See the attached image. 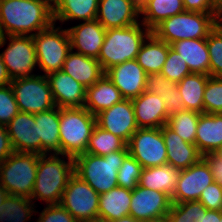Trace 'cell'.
<instances>
[{"instance_id":"obj_61","label":"cell","mask_w":222,"mask_h":222,"mask_svg":"<svg viewBox=\"0 0 222 222\" xmlns=\"http://www.w3.org/2000/svg\"><path fill=\"white\" fill-rule=\"evenodd\" d=\"M219 23L222 25V11H221V15H220V18H219Z\"/></svg>"},{"instance_id":"obj_3","label":"cell","mask_w":222,"mask_h":222,"mask_svg":"<svg viewBox=\"0 0 222 222\" xmlns=\"http://www.w3.org/2000/svg\"><path fill=\"white\" fill-rule=\"evenodd\" d=\"M150 33L142 22L124 28L108 29L97 58L103 71L136 59L143 41Z\"/></svg>"},{"instance_id":"obj_39","label":"cell","mask_w":222,"mask_h":222,"mask_svg":"<svg viewBox=\"0 0 222 222\" xmlns=\"http://www.w3.org/2000/svg\"><path fill=\"white\" fill-rule=\"evenodd\" d=\"M142 169L141 164L128 154L117 172V185L133 190L139 184Z\"/></svg>"},{"instance_id":"obj_47","label":"cell","mask_w":222,"mask_h":222,"mask_svg":"<svg viewBox=\"0 0 222 222\" xmlns=\"http://www.w3.org/2000/svg\"><path fill=\"white\" fill-rule=\"evenodd\" d=\"M211 167L214 180L222 186V160L215 153H208L203 156Z\"/></svg>"},{"instance_id":"obj_37","label":"cell","mask_w":222,"mask_h":222,"mask_svg":"<svg viewBox=\"0 0 222 222\" xmlns=\"http://www.w3.org/2000/svg\"><path fill=\"white\" fill-rule=\"evenodd\" d=\"M207 209L199 201L172 203L168 212L171 222H202Z\"/></svg>"},{"instance_id":"obj_60","label":"cell","mask_w":222,"mask_h":222,"mask_svg":"<svg viewBox=\"0 0 222 222\" xmlns=\"http://www.w3.org/2000/svg\"><path fill=\"white\" fill-rule=\"evenodd\" d=\"M217 5L222 9V0H215Z\"/></svg>"},{"instance_id":"obj_36","label":"cell","mask_w":222,"mask_h":222,"mask_svg":"<svg viewBox=\"0 0 222 222\" xmlns=\"http://www.w3.org/2000/svg\"><path fill=\"white\" fill-rule=\"evenodd\" d=\"M200 114L201 113L184 109L169 116L167 125L185 142L195 144Z\"/></svg>"},{"instance_id":"obj_50","label":"cell","mask_w":222,"mask_h":222,"mask_svg":"<svg viewBox=\"0 0 222 222\" xmlns=\"http://www.w3.org/2000/svg\"><path fill=\"white\" fill-rule=\"evenodd\" d=\"M11 82H12V79L9 76L7 68L0 55V87L5 86V85H10Z\"/></svg>"},{"instance_id":"obj_26","label":"cell","mask_w":222,"mask_h":222,"mask_svg":"<svg viewBox=\"0 0 222 222\" xmlns=\"http://www.w3.org/2000/svg\"><path fill=\"white\" fill-rule=\"evenodd\" d=\"M170 46L185 60L191 73L209 75L210 56L206 38L178 40Z\"/></svg>"},{"instance_id":"obj_13","label":"cell","mask_w":222,"mask_h":222,"mask_svg":"<svg viewBox=\"0 0 222 222\" xmlns=\"http://www.w3.org/2000/svg\"><path fill=\"white\" fill-rule=\"evenodd\" d=\"M214 181L210 165L202 158L198 163L181 170L171 197L172 203L198 201L202 191Z\"/></svg>"},{"instance_id":"obj_20","label":"cell","mask_w":222,"mask_h":222,"mask_svg":"<svg viewBox=\"0 0 222 222\" xmlns=\"http://www.w3.org/2000/svg\"><path fill=\"white\" fill-rule=\"evenodd\" d=\"M55 105L59 108L83 107L86 88L63 70L46 75Z\"/></svg>"},{"instance_id":"obj_31","label":"cell","mask_w":222,"mask_h":222,"mask_svg":"<svg viewBox=\"0 0 222 222\" xmlns=\"http://www.w3.org/2000/svg\"><path fill=\"white\" fill-rule=\"evenodd\" d=\"M169 44L158 39L152 32L143 41L136 61L149 73H160L166 61Z\"/></svg>"},{"instance_id":"obj_25","label":"cell","mask_w":222,"mask_h":222,"mask_svg":"<svg viewBox=\"0 0 222 222\" xmlns=\"http://www.w3.org/2000/svg\"><path fill=\"white\" fill-rule=\"evenodd\" d=\"M195 145L203 156L222 148V113L200 114Z\"/></svg>"},{"instance_id":"obj_32","label":"cell","mask_w":222,"mask_h":222,"mask_svg":"<svg viewBox=\"0 0 222 222\" xmlns=\"http://www.w3.org/2000/svg\"><path fill=\"white\" fill-rule=\"evenodd\" d=\"M99 0H57L53 7L54 23L59 20L91 21L96 19Z\"/></svg>"},{"instance_id":"obj_16","label":"cell","mask_w":222,"mask_h":222,"mask_svg":"<svg viewBox=\"0 0 222 222\" xmlns=\"http://www.w3.org/2000/svg\"><path fill=\"white\" fill-rule=\"evenodd\" d=\"M172 206L168 194L137 185L132 190L129 215L137 220L167 215Z\"/></svg>"},{"instance_id":"obj_10","label":"cell","mask_w":222,"mask_h":222,"mask_svg":"<svg viewBox=\"0 0 222 222\" xmlns=\"http://www.w3.org/2000/svg\"><path fill=\"white\" fill-rule=\"evenodd\" d=\"M129 154L142 168L167 164V152L161 128H138L127 143Z\"/></svg>"},{"instance_id":"obj_1","label":"cell","mask_w":222,"mask_h":222,"mask_svg":"<svg viewBox=\"0 0 222 222\" xmlns=\"http://www.w3.org/2000/svg\"><path fill=\"white\" fill-rule=\"evenodd\" d=\"M53 24V7L45 1L0 0V27L4 36H32Z\"/></svg>"},{"instance_id":"obj_55","label":"cell","mask_w":222,"mask_h":222,"mask_svg":"<svg viewBox=\"0 0 222 222\" xmlns=\"http://www.w3.org/2000/svg\"><path fill=\"white\" fill-rule=\"evenodd\" d=\"M79 222H108L107 220L97 217V218H92V219H87V220H82Z\"/></svg>"},{"instance_id":"obj_8","label":"cell","mask_w":222,"mask_h":222,"mask_svg":"<svg viewBox=\"0 0 222 222\" xmlns=\"http://www.w3.org/2000/svg\"><path fill=\"white\" fill-rule=\"evenodd\" d=\"M55 23L48 29L32 35L39 68L44 76L61 71L71 50L67 29L56 28Z\"/></svg>"},{"instance_id":"obj_54","label":"cell","mask_w":222,"mask_h":222,"mask_svg":"<svg viewBox=\"0 0 222 222\" xmlns=\"http://www.w3.org/2000/svg\"><path fill=\"white\" fill-rule=\"evenodd\" d=\"M8 195L9 193L7 192V190L0 184V205L7 198Z\"/></svg>"},{"instance_id":"obj_40","label":"cell","mask_w":222,"mask_h":222,"mask_svg":"<svg viewBox=\"0 0 222 222\" xmlns=\"http://www.w3.org/2000/svg\"><path fill=\"white\" fill-rule=\"evenodd\" d=\"M204 113H222V77H210L203 94Z\"/></svg>"},{"instance_id":"obj_48","label":"cell","mask_w":222,"mask_h":222,"mask_svg":"<svg viewBox=\"0 0 222 222\" xmlns=\"http://www.w3.org/2000/svg\"><path fill=\"white\" fill-rule=\"evenodd\" d=\"M14 152L7 127L0 125V163Z\"/></svg>"},{"instance_id":"obj_4","label":"cell","mask_w":222,"mask_h":222,"mask_svg":"<svg viewBox=\"0 0 222 222\" xmlns=\"http://www.w3.org/2000/svg\"><path fill=\"white\" fill-rule=\"evenodd\" d=\"M128 150H119L104 156L89 153L74 158V173L86 181L98 194L117 187V172Z\"/></svg>"},{"instance_id":"obj_49","label":"cell","mask_w":222,"mask_h":222,"mask_svg":"<svg viewBox=\"0 0 222 222\" xmlns=\"http://www.w3.org/2000/svg\"><path fill=\"white\" fill-rule=\"evenodd\" d=\"M165 101V109L168 116L184 110L180 93L170 96H161Z\"/></svg>"},{"instance_id":"obj_58","label":"cell","mask_w":222,"mask_h":222,"mask_svg":"<svg viewBox=\"0 0 222 222\" xmlns=\"http://www.w3.org/2000/svg\"><path fill=\"white\" fill-rule=\"evenodd\" d=\"M45 1L46 3L50 4L52 7L56 4L57 0H42Z\"/></svg>"},{"instance_id":"obj_6","label":"cell","mask_w":222,"mask_h":222,"mask_svg":"<svg viewBox=\"0 0 222 222\" xmlns=\"http://www.w3.org/2000/svg\"><path fill=\"white\" fill-rule=\"evenodd\" d=\"M220 15L183 11L163 20L151 32L169 45L178 40L207 38L219 23Z\"/></svg>"},{"instance_id":"obj_53","label":"cell","mask_w":222,"mask_h":222,"mask_svg":"<svg viewBox=\"0 0 222 222\" xmlns=\"http://www.w3.org/2000/svg\"><path fill=\"white\" fill-rule=\"evenodd\" d=\"M112 222H142V221L133 218L131 215H128V216H124L120 219L114 220Z\"/></svg>"},{"instance_id":"obj_27","label":"cell","mask_w":222,"mask_h":222,"mask_svg":"<svg viewBox=\"0 0 222 222\" xmlns=\"http://www.w3.org/2000/svg\"><path fill=\"white\" fill-rule=\"evenodd\" d=\"M38 138L41 139V155L60 154L59 107L34 114ZM53 151V152H52Z\"/></svg>"},{"instance_id":"obj_35","label":"cell","mask_w":222,"mask_h":222,"mask_svg":"<svg viewBox=\"0 0 222 222\" xmlns=\"http://www.w3.org/2000/svg\"><path fill=\"white\" fill-rule=\"evenodd\" d=\"M119 150H128L127 143L119 136L102 129L96 124L90 136L86 153L104 156Z\"/></svg>"},{"instance_id":"obj_14","label":"cell","mask_w":222,"mask_h":222,"mask_svg":"<svg viewBox=\"0 0 222 222\" xmlns=\"http://www.w3.org/2000/svg\"><path fill=\"white\" fill-rule=\"evenodd\" d=\"M97 125L129 142L132 134L139 128L135 120L134 106L131 100L123 99L111 108L96 115Z\"/></svg>"},{"instance_id":"obj_34","label":"cell","mask_w":222,"mask_h":222,"mask_svg":"<svg viewBox=\"0 0 222 222\" xmlns=\"http://www.w3.org/2000/svg\"><path fill=\"white\" fill-rule=\"evenodd\" d=\"M30 198L8 195L0 205V222H26L35 211V204ZM33 213V214H32Z\"/></svg>"},{"instance_id":"obj_15","label":"cell","mask_w":222,"mask_h":222,"mask_svg":"<svg viewBox=\"0 0 222 222\" xmlns=\"http://www.w3.org/2000/svg\"><path fill=\"white\" fill-rule=\"evenodd\" d=\"M137 0H99L96 19L108 29L124 28L139 23Z\"/></svg>"},{"instance_id":"obj_24","label":"cell","mask_w":222,"mask_h":222,"mask_svg":"<svg viewBox=\"0 0 222 222\" xmlns=\"http://www.w3.org/2000/svg\"><path fill=\"white\" fill-rule=\"evenodd\" d=\"M86 89L96 83L105 73L97 59L70 50L63 69Z\"/></svg>"},{"instance_id":"obj_11","label":"cell","mask_w":222,"mask_h":222,"mask_svg":"<svg viewBox=\"0 0 222 222\" xmlns=\"http://www.w3.org/2000/svg\"><path fill=\"white\" fill-rule=\"evenodd\" d=\"M99 197L100 194L74 173L59 204L79 222L98 217Z\"/></svg>"},{"instance_id":"obj_52","label":"cell","mask_w":222,"mask_h":222,"mask_svg":"<svg viewBox=\"0 0 222 222\" xmlns=\"http://www.w3.org/2000/svg\"><path fill=\"white\" fill-rule=\"evenodd\" d=\"M142 222H168V215L152 217L147 220H143Z\"/></svg>"},{"instance_id":"obj_9","label":"cell","mask_w":222,"mask_h":222,"mask_svg":"<svg viewBox=\"0 0 222 222\" xmlns=\"http://www.w3.org/2000/svg\"><path fill=\"white\" fill-rule=\"evenodd\" d=\"M10 86L20 112L36 114L56 107L44 75L15 78L12 79Z\"/></svg>"},{"instance_id":"obj_59","label":"cell","mask_w":222,"mask_h":222,"mask_svg":"<svg viewBox=\"0 0 222 222\" xmlns=\"http://www.w3.org/2000/svg\"><path fill=\"white\" fill-rule=\"evenodd\" d=\"M215 154L222 160V148L218 149Z\"/></svg>"},{"instance_id":"obj_45","label":"cell","mask_w":222,"mask_h":222,"mask_svg":"<svg viewBox=\"0 0 222 222\" xmlns=\"http://www.w3.org/2000/svg\"><path fill=\"white\" fill-rule=\"evenodd\" d=\"M37 222H78L65 208L60 204L47 205Z\"/></svg>"},{"instance_id":"obj_23","label":"cell","mask_w":222,"mask_h":222,"mask_svg":"<svg viewBox=\"0 0 222 222\" xmlns=\"http://www.w3.org/2000/svg\"><path fill=\"white\" fill-rule=\"evenodd\" d=\"M121 100L123 97L120 91L104 73L96 83L86 89L83 107L96 116Z\"/></svg>"},{"instance_id":"obj_44","label":"cell","mask_w":222,"mask_h":222,"mask_svg":"<svg viewBox=\"0 0 222 222\" xmlns=\"http://www.w3.org/2000/svg\"><path fill=\"white\" fill-rule=\"evenodd\" d=\"M198 201L207 210L222 211V186L214 181L202 191Z\"/></svg>"},{"instance_id":"obj_19","label":"cell","mask_w":222,"mask_h":222,"mask_svg":"<svg viewBox=\"0 0 222 222\" xmlns=\"http://www.w3.org/2000/svg\"><path fill=\"white\" fill-rule=\"evenodd\" d=\"M67 31L71 50L77 49V53L94 59L98 58L107 30L97 19L84 21L68 28Z\"/></svg>"},{"instance_id":"obj_2","label":"cell","mask_w":222,"mask_h":222,"mask_svg":"<svg viewBox=\"0 0 222 222\" xmlns=\"http://www.w3.org/2000/svg\"><path fill=\"white\" fill-rule=\"evenodd\" d=\"M39 155L36 180L31 200H42L46 205L59 204L70 177L74 174V158L60 154ZM48 156V157H47Z\"/></svg>"},{"instance_id":"obj_28","label":"cell","mask_w":222,"mask_h":222,"mask_svg":"<svg viewBox=\"0 0 222 222\" xmlns=\"http://www.w3.org/2000/svg\"><path fill=\"white\" fill-rule=\"evenodd\" d=\"M132 190L115 187L100 194L98 217L112 222L129 215Z\"/></svg>"},{"instance_id":"obj_42","label":"cell","mask_w":222,"mask_h":222,"mask_svg":"<svg viewBox=\"0 0 222 222\" xmlns=\"http://www.w3.org/2000/svg\"><path fill=\"white\" fill-rule=\"evenodd\" d=\"M145 91L154 95L170 96L178 94L179 88L161 73H149L146 77Z\"/></svg>"},{"instance_id":"obj_38","label":"cell","mask_w":222,"mask_h":222,"mask_svg":"<svg viewBox=\"0 0 222 222\" xmlns=\"http://www.w3.org/2000/svg\"><path fill=\"white\" fill-rule=\"evenodd\" d=\"M206 45L210 56L209 75L222 77V25L220 23L209 33Z\"/></svg>"},{"instance_id":"obj_46","label":"cell","mask_w":222,"mask_h":222,"mask_svg":"<svg viewBox=\"0 0 222 222\" xmlns=\"http://www.w3.org/2000/svg\"><path fill=\"white\" fill-rule=\"evenodd\" d=\"M185 11L201 13H221L215 0H183Z\"/></svg>"},{"instance_id":"obj_33","label":"cell","mask_w":222,"mask_h":222,"mask_svg":"<svg viewBox=\"0 0 222 222\" xmlns=\"http://www.w3.org/2000/svg\"><path fill=\"white\" fill-rule=\"evenodd\" d=\"M210 77V75L191 73L177 83L184 109L204 113L203 94Z\"/></svg>"},{"instance_id":"obj_56","label":"cell","mask_w":222,"mask_h":222,"mask_svg":"<svg viewBox=\"0 0 222 222\" xmlns=\"http://www.w3.org/2000/svg\"><path fill=\"white\" fill-rule=\"evenodd\" d=\"M3 33H2V30H1V27H0V47L4 46L7 42V40H3Z\"/></svg>"},{"instance_id":"obj_30","label":"cell","mask_w":222,"mask_h":222,"mask_svg":"<svg viewBox=\"0 0 222 222\" xmlns=\"http://www.w3.org/2000/svg\"><path fill=\"white\" fill-rule=\"evenodd\" d=\"M185 11L183 0H142L140 14L142 22L152 31L163 20Z\"/></svg>"},{"instance_id":"obj_7","label":"cell","mask_w":222,"mask_h":222,"mask_svg":"<svg viewBox=\"0 0 222 222\" xmlns=\"http://www.w3.org/2000/svg\"><path fill=\"white\" fill-rule=\"evenodd\" d=\"M39 154L13 152L0 163V184L10 195L31 199Z\"/></svg>"},{"instance_id":"obj_12","label":"cell","mask_w":222,"mask_h":222,"mask_svg":"<svg viewBox=\"0 0 222 222\" xmlns=\"http://www.w3.org/2000/svg\"><path fill=\"white\" fill-rule=\"evenodd\" d=\"M6 39L10 42L0 55L11 79L34 76L38 62L32 36L5 35L3 40Z\"/></svg>"},{"instance_id":"obj_22","label":"cell","mask_w":222,"mask_h":222,"mask_svg":"<svg viewBox=\"0 0 222 222\" xmlns=\"http://www.w3.org/2000/svg\"><path fill=\"white\" fill-rule=\"evenodd\" d=\"M161 130L166 146L167 164L183 170L198 163L203 158L195 144L185 142L167 124L163 125Z\"/></svg>"},{"instance_id":"obj_21","label":"cell","mask_w":222,"mask_h":222,"mask_svg":"<svg viewBox=\"0 0 222 222\" xmlns=\"http://www.w3.org/2000/svg\"><path fill=\"white\" fill-rule=\"evenodd\" d=\"M131 101L139 128H161L167 124L169 116L161 96L144 91Z\"/></svg>"},{"instance_id":"obj_43","label":"cell","mask_w":222,"mask_h":222,"mask_svg":"<svg viewBox=\"0 0 222 222\" xmlns=\"http://www.w3.org/2000/svg\"><path fill=\"white\" fill-rule=\"evenodd\" d=\"M19 112L11 86L0 87V125L7 126Z\"/></svg>"},{"instance_id":"obj_17","label":"cell","mask_w":222,"mask_h":222,"mask_svg":"<svg viewBox=\"0 0 222 222\" xmlns=\"http://www.w3.org/2000/svg\"><path fill=\"white\" fill-rule=\"evenodd\" d=\"M123 99L132 100L145 91L147 73L136 59L117 64L105 71Z\"/></svg>"},{"instance_id":"obj_18","label":"cell","mask_w":222,"mask_h":222,"mask_svg":"<svg viewBox=\"0 0 222 222\" xmlns=\"http://www.w3.org/2000/svg\"><path fill=\"white\" fill-rule=\"evenodd\" d=\"M6 127L14 152L41 155V139L34 114L19 112Z\"/></svg>"},{"instance_id":"obj_5","label":"cell","mask_w":222,"mask_h":222,"mask_svg":"<svg viewBox=\"0 0 222 222\" xmlns=\"http://www.w3.org/2000/svg\"><path fill=\"white\" fill-rule=\"evenodd\" d=\"M61 156L75 158L86 153L96 116L85 107L59 108Z\"/></svg>"},{"instance_id":"obj_51","label":"cell","mask_w":222,"mask_h":222,"mask_svg":"<svg viewBox=\"0 0 222 222\" xmlns=\"http://www.w3.org/2000/svg\"><path fill=\"white\" fill-rule=\"evenodd\" d=\"M202 222H216V210H207Z\"/></svg>"},{"instance_id":"obj_29","label":"cell","mask_w":222,"mask_h":222,"mask_svg":"<svg viewBox=\"0 0 222 222\" xmlns=\"http://www.w3.org/2000/svg\"><path fill=\"white\" fill-rule=\"evenodd\" d=\"M181 170L172 165L143 168L141 171L139 186L163 192L172 197Z\"/></svg>"},{"instance_id":"obj_41","label":"cell","mask_w":222,"mask_h":222,"mask_svg":"<svg viewBox=\"0 0 222 222\" xmlns=\"http://www.w3.org/2000/svg\"><path fill=\"white\" fill-rule=\"evenodd\" d=\"M160 73L176 84L185 76L191 74L185 60L170 45L166 61Z\"/></svg>"},{"instance_id":"obj_57","label":"cell","mask_w":222,"mask_h":222,"mask_svg":"<svg viewBox=\"0 0 222 222\" xmlns=\"http://www.w3.org/2000/svg\"><path fill=\"white\" fill-rule=\"evenodd\" d=\"M216 222H222V211L216 210Z\"/></svg>"}]
</instances>
